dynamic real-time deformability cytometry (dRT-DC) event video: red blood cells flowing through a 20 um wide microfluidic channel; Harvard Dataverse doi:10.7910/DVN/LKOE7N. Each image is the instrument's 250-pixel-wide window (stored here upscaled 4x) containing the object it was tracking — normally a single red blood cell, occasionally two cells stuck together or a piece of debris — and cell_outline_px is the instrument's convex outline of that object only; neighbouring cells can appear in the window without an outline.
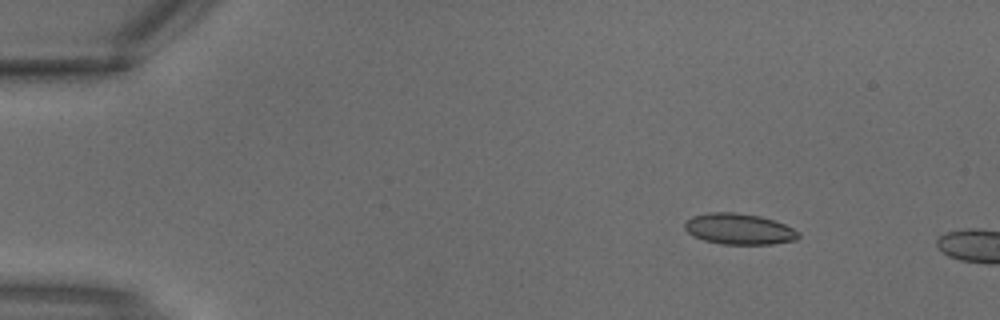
{"species": "common noctule bat (a hibernating species)", "species_latin": "Nyctalus noctula", "temperature_condition": "warm", "stored_images_in_passage": 2, "segment_of_instrument_passage": [2, 2], "camera_frame_rate_fps": 3000, "um_per_image_px": 0.085, "animal": {"sex": "male", "body_mass_g": 18.8}, "frame": {"image": 1, "passage_image": 2, "time_ms": 0.333, "image_size_px": [1000, 320], "cell_outline_px": [[800, 236], [796, 240], [772, 244], [720, 244], [704, 240], [692, 236], [684, 228], [684, 224], [692, 216], [708, 212], [732, 212], [760, 216], [784, 224], [800, 232]], "centroid_in_image_um": [62.81, 19.47], "position_along_channel_um": 22.2, "area_um2": 20.52}}